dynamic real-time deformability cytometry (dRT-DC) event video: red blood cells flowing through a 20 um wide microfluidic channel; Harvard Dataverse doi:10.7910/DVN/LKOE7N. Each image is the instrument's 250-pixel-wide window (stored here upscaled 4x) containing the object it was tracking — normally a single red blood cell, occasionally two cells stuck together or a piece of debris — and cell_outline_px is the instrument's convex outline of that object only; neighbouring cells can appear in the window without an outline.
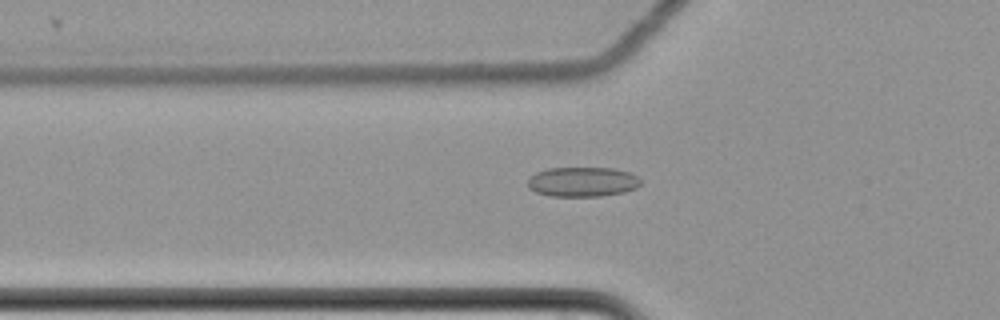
{"species": "common noctule bat (a hibernating species)", "species_latin": "Nyctalus noctula", "temperature_condition": "cold", "stored_images_in_passage": 61, "camera_frame_rate_fps": 3000, "um_per_image_px": 0.085, "animal": {"sex": "female", "body_mass_g": 22.7, "forearm_length_mm": 54.2}, "frame": {"image": 1, "passage_image": 23, "time_ms": 7.333, "image_size_px": [1000, 320], "cell_outline_px": [[640, 184], [636, 188], [624, 192], [600, 196], [548, 196], [536, 192], [528, 188], [528, 176], [536, 172], [548, 168], [612, 168], [632, 172], [640, 180]], "centroid_in_image_um": [49.49, 15.45], "position_along_channel_um": 76.3, "area_um2": 19.71}}
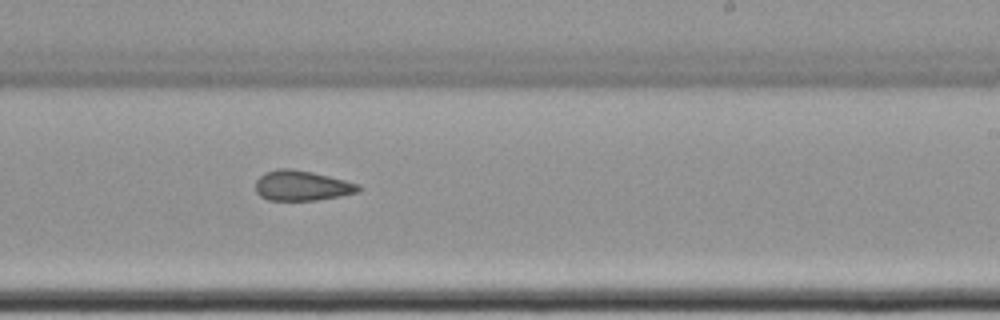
{"frame": {"image": 2, "passage_image": 39, "time_ms": 12.667, "image_size_px": [1000, 320], "cell_outline_px": [[360, 192], [340, 196], [316, 200], [268, 200], [260, 196], [256, 192], [256, 180], [264, 172], [276, 168], [288, 168], [312, 172], [360, 184]], "centroid_in_image_um": [25.64, 15.78], "position_along_channel_um": 263.4, "area_um2": 18.09}}
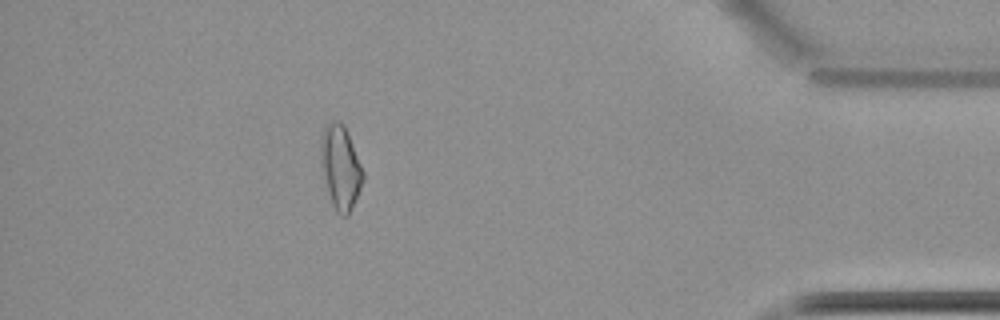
{"frame": {"image": 3, "passage_image": 55, "time_ms": 18.0, "image_size_px": [1000, 320], "cell_outline_px": [[364, 180], [348, 216], [340, 216], [336, 212], [332, 204], [328, 192], [320, 164], [320, 136], [324, 128], [332, 120], [336, 120], [344, 124], [348, 132], [364, 172]], "centroid_in_image_um": [28.93, 14.2], "position_along_channel_um": 406.3, "area_um2": 20.81}, "authors_computed_cell_mechanics": {"area_um2": 19.5942, "velocity_mm_per_s": 3.516, "shape_relaxation_time_tau1_ms": null, "shape_relaxation_time_tau2_ms": 7.0892, "deformation_change_tau1": null, "deformation_change_tau2": 0.1605}}